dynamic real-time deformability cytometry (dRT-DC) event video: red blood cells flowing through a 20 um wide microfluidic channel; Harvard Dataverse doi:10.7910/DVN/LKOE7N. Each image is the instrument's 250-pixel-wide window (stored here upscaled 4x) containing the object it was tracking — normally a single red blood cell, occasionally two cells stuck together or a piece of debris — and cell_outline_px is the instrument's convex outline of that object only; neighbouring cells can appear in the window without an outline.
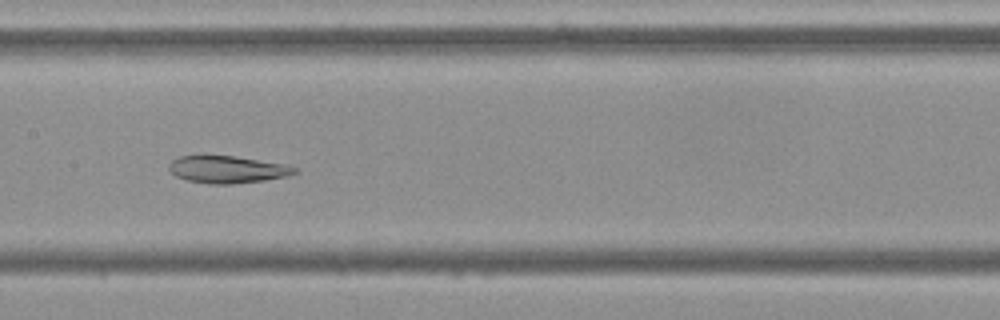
{"species": "Egyptian fruit bat (a non-hibernating species)", "species_latin": "Rousettus aegyptiacus", "temperature_condition": "cold", "stored_images_in_passage": 55, "camera_frame_rate_fps": 3000, "um_per_image_px": 0.085, "frame": {"image": 1, "passage_image": 27, "time_ms": 8.667, "image_size_px": [1000, 320], "cell_outline_px": [[300, 172], [288, 176], [264, 180], [232, 184], [208, 184], [188, 180], [176, 176], [168, 168], [168, 164], [172, 160], [180, 156], [236, 156], [288, 164], [296, 168]], "centroid_in_image_um": [19.38, 14.4], "position_along_channel_um": 188.0, "area_um2": 20.06}}
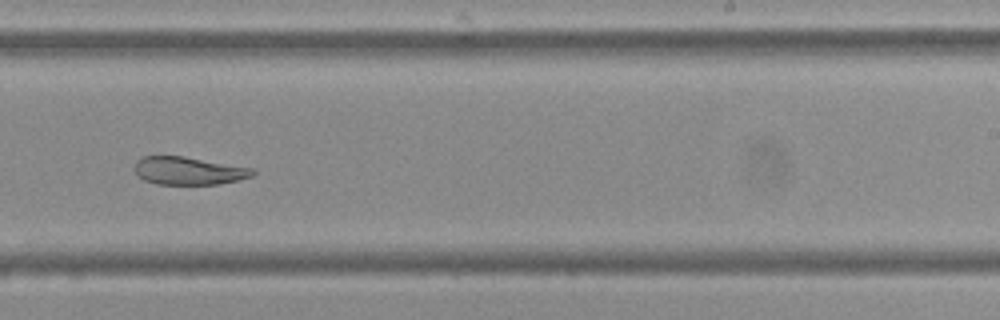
{"frame": {"image": 2, "passage_image": 34, "time_ms": 11.0, "image_size_px": [1000, 320], "cell_outline_px": [[256, 172], [252, 176], [240, 180], [220, 184], [156, 184], [144, 180], [136, 176], [132, 168], [136, 160], [144, 156], [184, 156], [256, 168]], "centroid_in_image_um": [16.03, 14.51], "position_along_channel_um": 273.0, "area_um2": 19.65}}
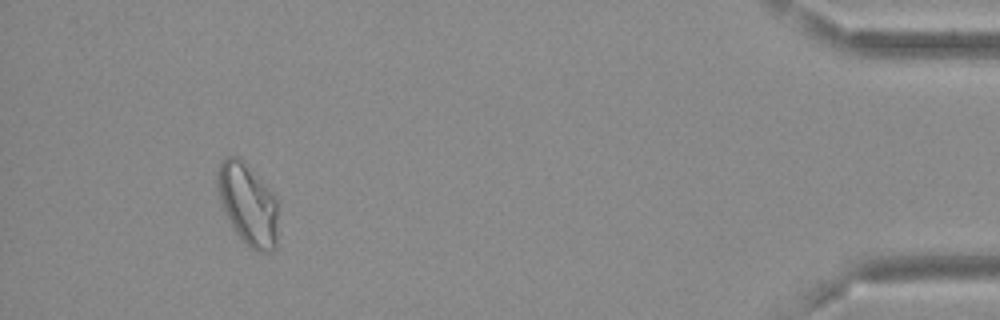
{"frame": {"image": 3, "passage_image": 51, "time_ms": 16.667, "image_size_px": [1000, 320], "cell_outline_px": [[276, 248], [268, 252], [256, 252], [248, 248], [232, 228], [224, 212], [220, 200], [216, 184], [216, 168], [220, 160], [224, 156], [236, 156], [264, 184], [276, 200]], "centroid_in_image_um": [21.0, 17.39], "position_along_channel_um": 414.2, "area_um2": 28.61}}